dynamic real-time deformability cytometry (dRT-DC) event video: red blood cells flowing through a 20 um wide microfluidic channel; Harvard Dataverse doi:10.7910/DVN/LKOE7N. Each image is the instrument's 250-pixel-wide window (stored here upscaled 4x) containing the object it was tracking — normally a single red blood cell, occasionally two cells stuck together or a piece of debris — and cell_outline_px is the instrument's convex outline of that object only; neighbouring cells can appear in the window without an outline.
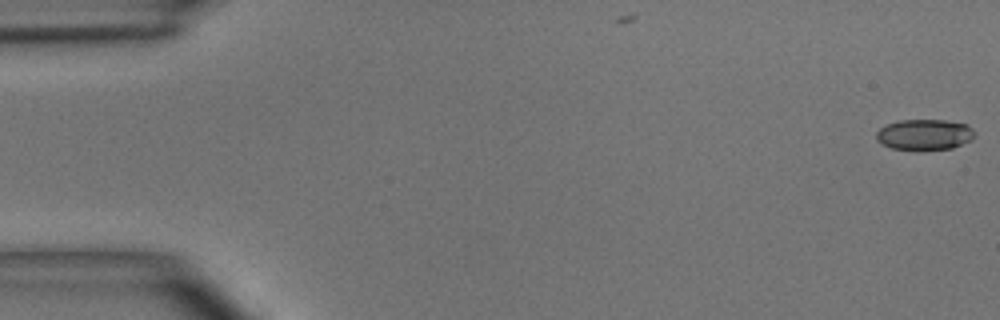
{"species": "common noctule bat (a hibernating species)", "species_latin": "Nyctalus noctula", "temperature_condition": "room temperature", "stored_images_in_passage": 54, "camera_frame_rate_fps": 3000, "um_per_image_px": 0.085, "animal": {"sex": "male", "body_mass_g": 15.6}, "frame": {"image": 1, "passage_image": 1, "time_ms": 0.0, "image_size_px": [1000, 320], "cell_outline_px": [[976, 132], [972, 140], [952, 148], [892, 148], [876, 140], [876, 132], [880, 128], [888, 124], [900, 120], [944, 120], [968, 124]], "centroid_in_image_um": [78.62, 11.4], "position_along_channel_um": 6.4, "area_um2": 17.22}}
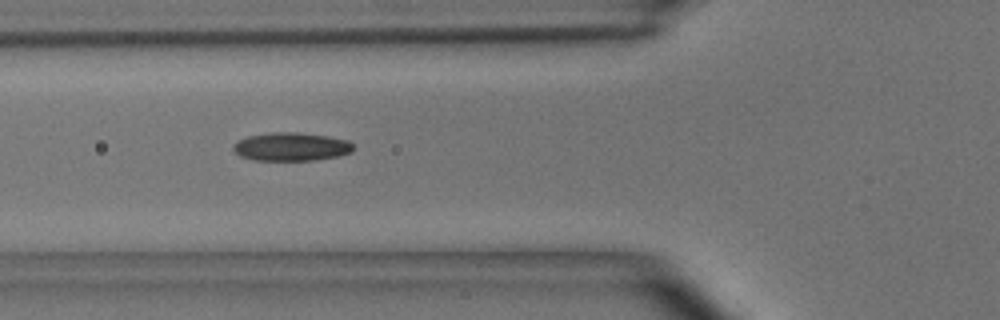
{"frame": {"image": 2, "passage_image": 20, "time_ms": 6.333, "image_size_px": [1000, 320], "cell_outline_px": [[356, 148], [352, 152], [340, 156], [316, 160], [256, 160], [240, 156], [232, 148], [240, 140], [248, 136], [272, 132], [296, 132], [328, 136], [348, 140]], "centroid_in_image_um": [24.82, 12.47], "position_along_channel_um": 101.0, "area_um2": 19.83}}
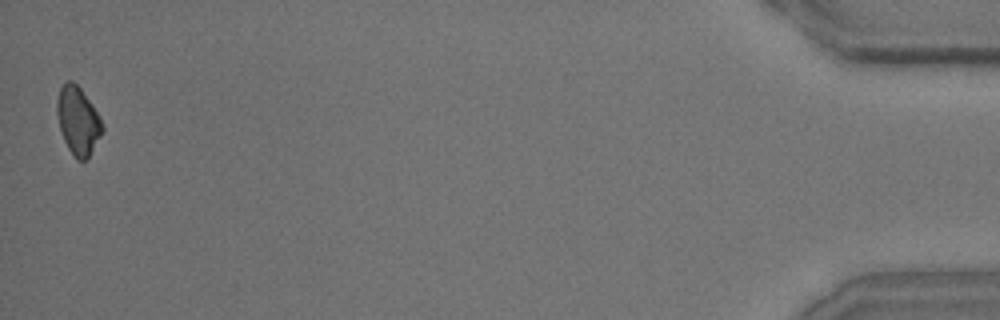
{"frame": {"image": 3, "passage_image": 54, "time_ms": 17.667, "image_size_px": [1000, 320], "cell_outline_px": [[104, 128], [100, 136], [88, 156], [84, 160], [76, 160], [68, 148], [64, 140], [56, 116], [56, 100], [60, 88], [68, 80], [72, 80], [80, 88], [92, 104], [100, 116], [104, 124]], "centroid_in_image_um": [6.61, 10.24], "position_along_channel_um": 428.6, "area_um2": 17.86}, "authors_computed_cell_mechanics": {"area_um2": 18.6405, "velocity_mm_per_s": 3.6909, "shape_relaxation_time_tau1_ms": 6.2806, "shape_relaxation_time_tau2_ms": 4.864, "deformation_change_tau1": 0.1334, "deformation_change_tau2": 0.0972}}